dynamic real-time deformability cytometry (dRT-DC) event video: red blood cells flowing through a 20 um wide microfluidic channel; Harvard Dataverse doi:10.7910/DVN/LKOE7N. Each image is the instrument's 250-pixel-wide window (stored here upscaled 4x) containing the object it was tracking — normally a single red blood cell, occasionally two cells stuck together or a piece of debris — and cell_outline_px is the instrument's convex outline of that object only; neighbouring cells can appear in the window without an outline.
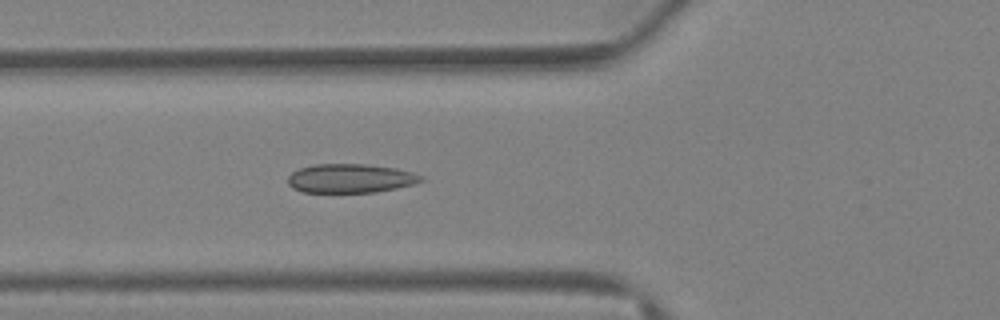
{"species": "Egyptian fruit bat (a non-hibernating species)", "species_latin": "Rousettus aegyptiacus", "temperature_condition": "warm", "stored_images_in_passage": 25, "camera_frame_rate_fps": 3000, "um_per_image_px": 0.085, "animal": {"sex": "female"}, "frame": {"image": 1, "passage_image": 3, "time_ms": 0.667, "image_size_px": [1000, 320], "cell_outline_px": [[424, 180], [416, 184], [376, 192], [304, 192], [292, 188], [288, 184], [288, 176], [292, 172], [300, 168], [316, 164], [364, 164], [396, 168], [412, 172], [424, 176]], "centroid_in_image_um": [29.81, 15.16], "position_along_channel_um": 96.0, "area_um2": 22.54}}
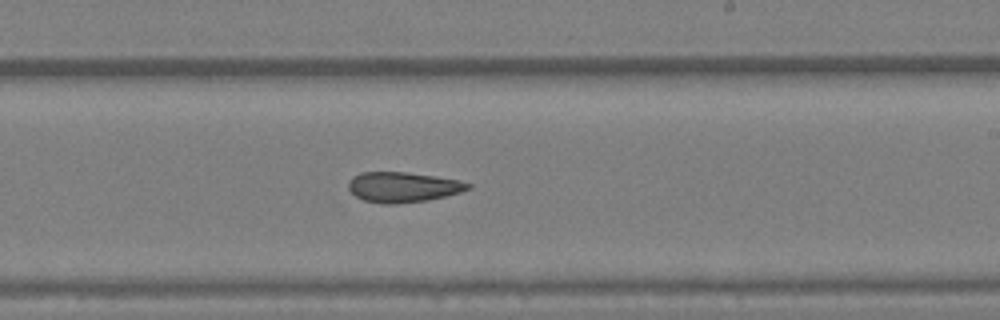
{"frame": {"image": 2, "passage_image": 12, "time_ms": 3.667, "image_size_px": [1000, 320], "cell_outline_px": [[472, 188], [460, 192], [428, 200], [396, 204], [384, 204], [364, 200], [356, 196], [348, 188], [348, 184], [352, 176], [360, 172], [408, 172], [436, 176], [460, 180], [472, 184]], "centroid_in_image_um": [34.26, 15.89], "position_along_channel_um": 254.7, "area_um2": 21.15}}
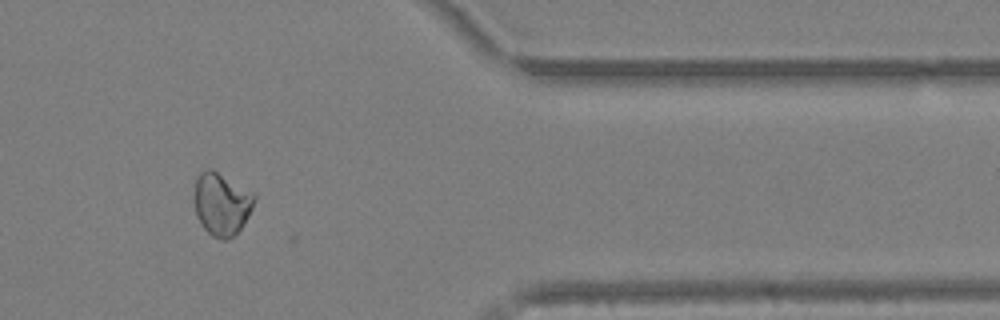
{"frame": {"image": 3, "passage_image": 21, "time_ms": 6.667, "image_size_px": [1000, 320], "cell_outline_px": [[256, 196], [252, 208], [248, 216], [240, 228], [228, 240], [220, 240], [212, 236], [200, 224], [196, 216], [196, 176], [204, 168], [212, 168], [256, 192]], "centroid_in_image_um": [18.86, 17.3], "position_along_channel_um": 392.5, "area_um2": 22.14}}